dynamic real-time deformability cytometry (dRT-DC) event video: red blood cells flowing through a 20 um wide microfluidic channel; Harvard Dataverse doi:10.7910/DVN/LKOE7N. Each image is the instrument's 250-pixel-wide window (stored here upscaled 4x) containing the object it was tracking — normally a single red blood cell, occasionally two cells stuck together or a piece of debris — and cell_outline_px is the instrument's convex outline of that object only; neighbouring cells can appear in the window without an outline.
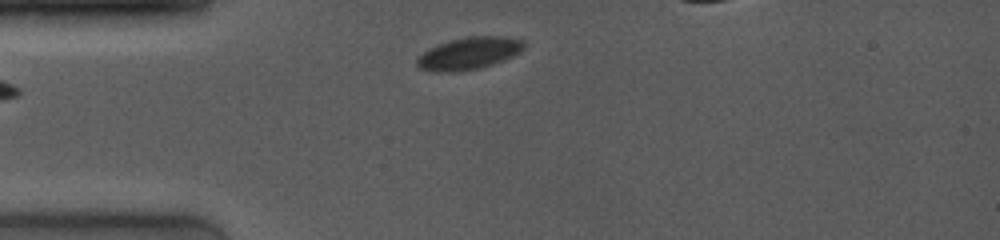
{"species": "common noctule bat (a hibernating species)", "species_latin": "Nyctalus noctula", "temperature_condition": "room temperature", "stored_images_in_passage": 23, "camera_frame_rate_fps": 4000, "um_per_image_px": 0.085, "animal": {"sex": "female", "body_mass_g": 19.0, "forearm_length_mm": 53.3}, "frame": {"image": 1, "passage_image": 4, "time_ms": 0.75, "image_size_px": [1000, 240], "cell_outline_px": [[524, 48], [520, 52], [504, 60], [480, 68], [456, 72], [436, 72], [420, 68], [416, 64], [416, 56], [428, 48], [452, 40], [468, 36], [508, 36], [524, 40]], "centroid_in_image_um": [39.85, 4.53], "position_along_channel_um": 45.1, "area_um2": 20.23}}